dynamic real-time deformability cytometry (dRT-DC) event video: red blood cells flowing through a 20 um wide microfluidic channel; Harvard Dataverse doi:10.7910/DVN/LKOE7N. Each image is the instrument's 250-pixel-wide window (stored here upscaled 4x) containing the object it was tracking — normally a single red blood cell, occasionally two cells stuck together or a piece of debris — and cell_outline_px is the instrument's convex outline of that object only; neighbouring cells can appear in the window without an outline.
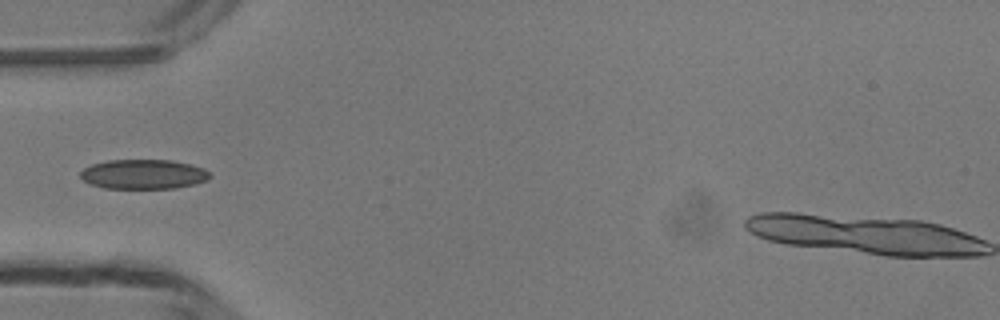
{"species": "common noctule bat (a hibernating species)", "species_latin": "Nyctalus noctula", "temperature_condition": "room temperature", "stored_images_in_passage": 24, "camera_frame_rate_fps": 3000, "um_per_image_px": 0.085, "animal": {"sex": "male", "body_mass_g": 13.3}, "frame": {"image": 1, "passage_image": 1, "time_ms": 0.0, "image_size_px": [1000, 320], "cell_outline_px": [[212, 176], [208, 180], [196, 184], [176, 188], [104, 188], [92, 184], [84, 180], [80, 176], [80, 172], [84, 168], [92, 164], [108, 160], [172, 160], [204, 168]], "centroid_in_image_um": [12.22, 14.81], "position_along_channel_um": 72.8, "area_um2": 22.31}}
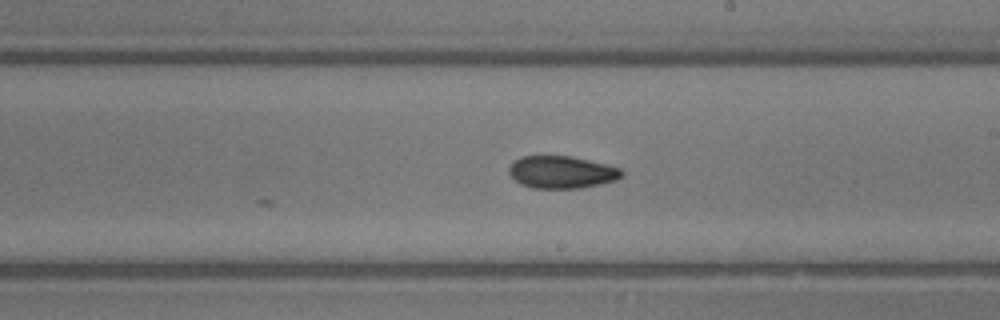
{"frame": {"image": 2, "passage_image": 13, "time_ms": 4.0, "image_size_px": [1000, 320], "cell_outline_px": [[624, 176], [616, 180], [600, 184], [580, 188], [532, 188], [520, 184], [508, 172], [508, 168], [520, 156], [572, 156], [608, 164], [620, 168], [624, 172]], "centroid_in_image_um": [47.78, 14.63], "position_along_channel_um": 241.2, "area_um2": 21.39}}
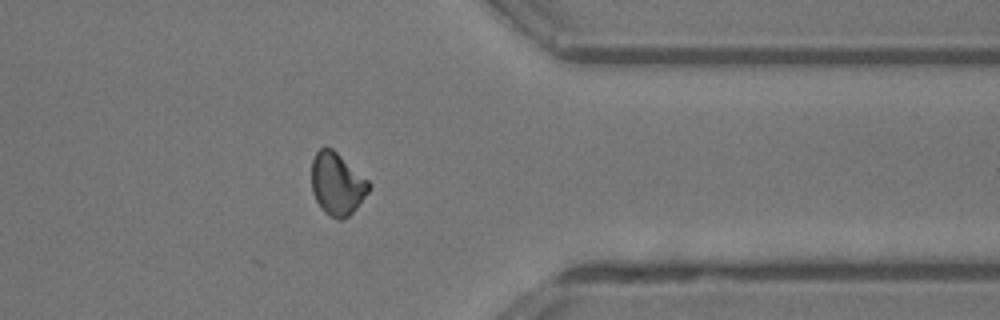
{"frame": {"image": 3, "passage_image": 24, "time_ms": 7.667, "image_size_px": [1000, 320], "cell_outline_px": [[372, 184], [368, 192], [356, 208], [348, 216], [340, 220], [324, 212], [316, 200], [312, 192], [312, 160], [316, 152], [320, 148], [332, 148], [368, 180]], "centroid_in_image_um": [28.65, 15.63], "position_along_channel_um": 382.7, "area_um2": 20.58}}